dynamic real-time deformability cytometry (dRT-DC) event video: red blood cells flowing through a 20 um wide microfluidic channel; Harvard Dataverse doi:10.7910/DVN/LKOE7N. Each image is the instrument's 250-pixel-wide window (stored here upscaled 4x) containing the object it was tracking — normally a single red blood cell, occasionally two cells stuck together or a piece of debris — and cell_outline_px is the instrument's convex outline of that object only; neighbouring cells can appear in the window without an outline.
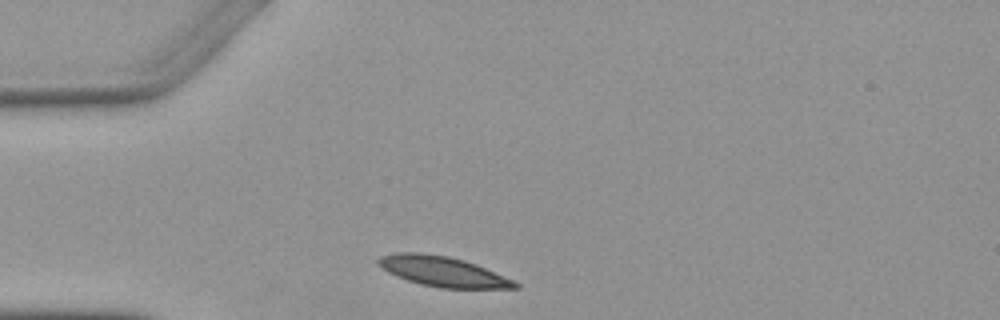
{"species": "Egyptian fruit bat (a non-hibernating species)", "species_latin": "Rousettus aegyptiacus", "temperature_condition": "warm", "stored_images_in_passage": 1, "camera_frame_rate_fps": 3000, "um_per_image_px": 0.085, "animal": {"sex": "female"}, "frame": {"image": 1, "passage_image": 1, "time_ms": 0.0, "image_size_px": [1000, 320], "cell_outline_px": [[520, 288], [440, 288], [420, 284], [396, 276], [380, 268], [376, 264], [376, 260], [380, 256], [396, 252], [420, 252], [448, 256], [464, 260], [476, 264], [516, 280], [520, 284]], "centroid_in_image_um": [37.63, 23.07], "position_along_channel_um": 47.4, "area_um2": 24.28}}